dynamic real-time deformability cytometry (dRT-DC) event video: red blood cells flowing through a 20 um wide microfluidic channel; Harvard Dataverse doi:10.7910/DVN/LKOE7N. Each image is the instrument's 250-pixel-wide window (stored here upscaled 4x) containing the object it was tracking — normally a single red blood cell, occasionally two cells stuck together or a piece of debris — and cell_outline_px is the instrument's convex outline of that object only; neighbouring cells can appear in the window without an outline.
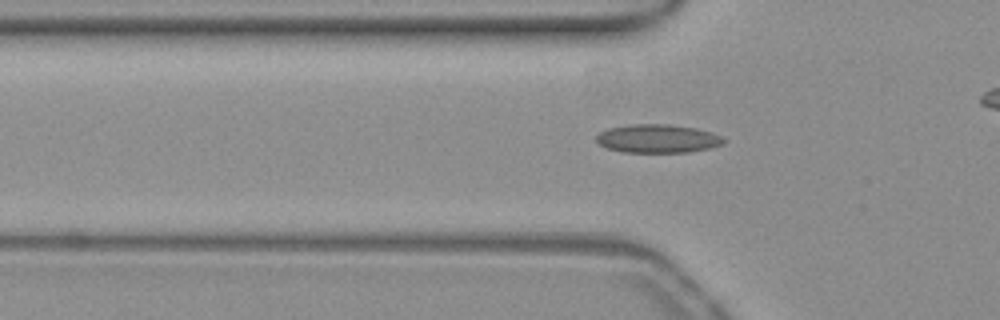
{"species": "common noctule bat (a hibernating species)", "species_latin": "Nyctalus noctula", "temperature_condition": "warm", "stored_images_in_passage": 36, "camera_frame_rate_fps": 3000, "um_per_image_px": 0.085, "animal": {"sex": "female", "body_mass_g": 19.3, "forearm_length_mm": 54.1}, "frame": {"image": 1, "passage_image": 10, "time_ms": 3.0, "image_size_px": [1000, 320], "cell_outline_px": [[728, 140], [724, 144], [708, 148], [688, 152], [620, 152], [604, 148], [596, 140], [596, 136], [600, 132], [608, 128], [628, 124], [668, 124], [696, 128], [712, 132]], "centroid_in_image_um": [55.89, 11.78], "position_along_channel_um": 69.9, "area_um2": 21.33}}
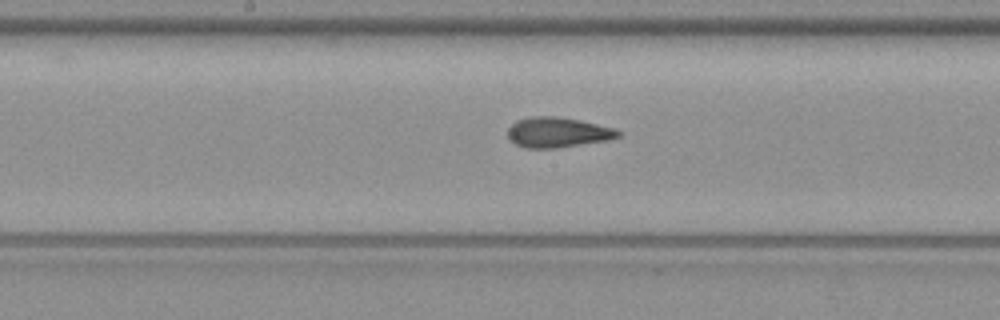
{"frame": {"image": 2, "passage_image": 20, "time_ms": 6.333, "image_size_px": [1000, 320], "cell_outline_px": [[624, 132], [620, 136], [608, 140], [556, 148], [524, 148], [508, 140], [508, 128], [516, 120], [532, 116], [556, 116], [616, 128]], "centroid_in_image_um": [47.4, 11.25], "position_along_channel_um": 200.8, "area_um2": 19.48}}
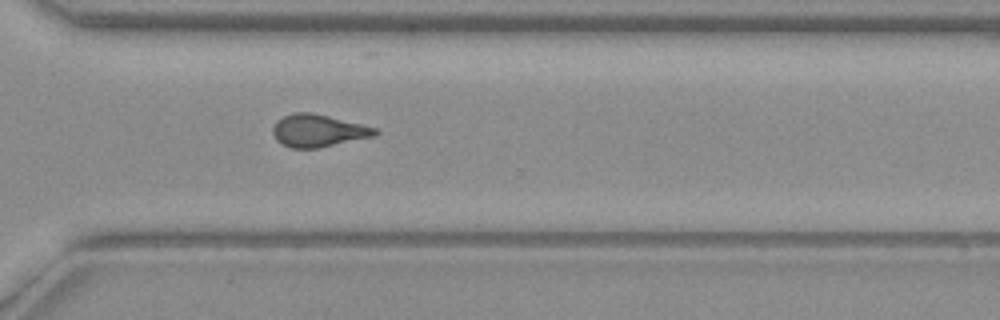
{"frame": {"image": 3, "passage_image": 31, "time_ms": 10.0, "image_size_px": [1000, 320], "cell_outline_px": [[380, 132], [376, 136], [316, 148], [288, 148], [280, 144], [276, 140], [272, 132], [272, 128], [276, 120], [284, 116], [296, 112], [312, 112], [380, 128]], "centroid_in_image_um": [27.06, 11.1], "position_along_channel_um": 343.5, "area_um2": 19.65}}